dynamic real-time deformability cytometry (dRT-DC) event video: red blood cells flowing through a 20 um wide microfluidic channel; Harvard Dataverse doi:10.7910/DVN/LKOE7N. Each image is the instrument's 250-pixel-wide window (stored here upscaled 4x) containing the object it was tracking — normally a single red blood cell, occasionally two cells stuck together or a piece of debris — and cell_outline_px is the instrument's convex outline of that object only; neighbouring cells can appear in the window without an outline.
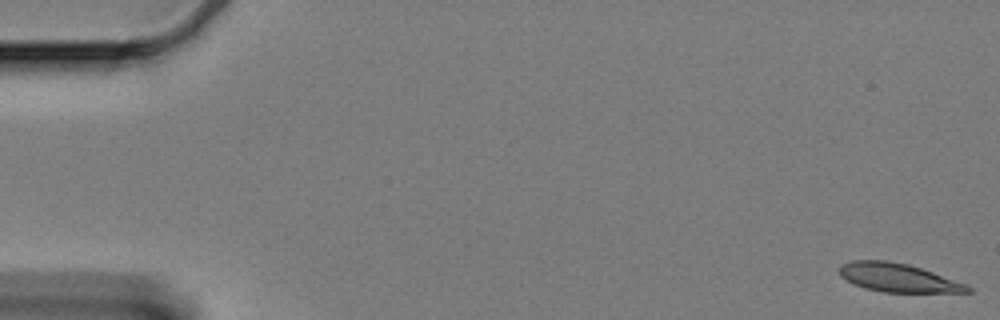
{"species": "Egyptian fruit bat (a non-hibernating species)", "species_latin": "Rousettus aegyptiacus", "temperature_condition": "cold", "stored_images_in_passage": 60, "camera_frame_rate_fps": 3000, "um_per_image_px": 0.085, "animal": {"sex": "female"}, "frame": {"image": 1, "passage_image": 1, "time_ms": 0.0, "image_size_px": [1000, 320], "cell_outline_px": [[972, 292], [884, 292], [864, 288], [840, 276], [840, 264], [852, 260], [888, 260], [908, 264], [968, 284], [972, 288]], "centroid_in_image_um": [76.35, 23.6], "position_along_channel_um": 8.7, "area_um2": 21.21}}
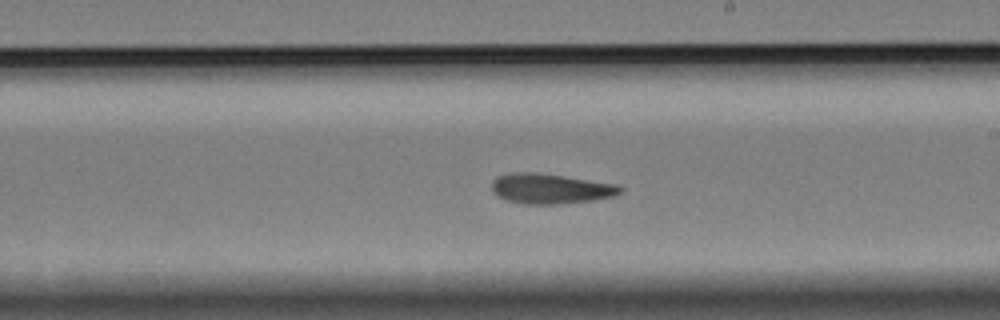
{"frame": {"image": 2, "passage_image": 35, "time_ms": 11.333, "image_size_px": [1000, 320], "cell_outline_px": [[624, 188], [616, 196], [592, 200], [560, 204], [524, 204], [504, 200], [496, 196], [492, 192], [492, 180], [496, 176], [516, 172], [532, 172], [564, 176], [616, 184]], "centroid_in_image_um": [46.75, 16.04], "position_along_channel_um": 242.2, "area_um2": 22.66}}
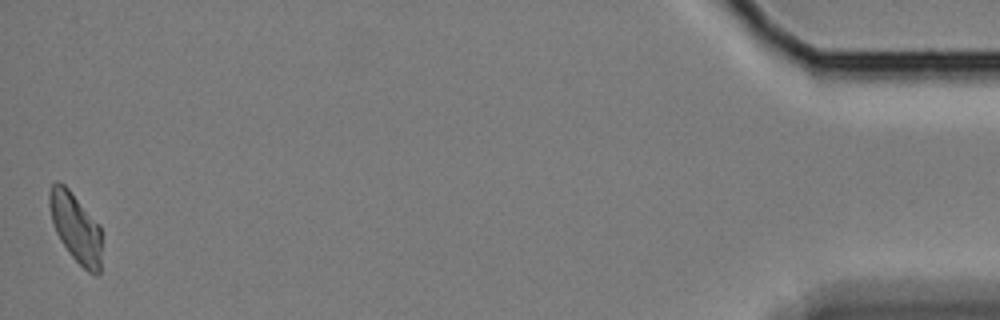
{"frame": {"image": 3, "passage_image": 60, "time_ms": 19.667, "image_size_px": [1000, 320], "cell_outline_px": [[100, 272], [96, 276], [88, 272], [72, 256], [60, 240], [56, 232], [52, 220], [48, 204], [48, 192], [52, 184], [56, 180], [64, 184], [68, 188], [100, 224]], "centroid_in_image_um": [6.42, 19.31], "position_along_channel_um": 428.8, "area_um2": 21.04}, "authors_computed_cell_mechanics": {"area_um2": 22.1952, "velocity_mm_per_s": 3.2987, "shape_relaxation_time_tau1_ms": null, "shape_relaxation_time_tau2_ms": 7.1756, "deformation_change_tau1": null, "deformation_change_tau2": 0.1363}}